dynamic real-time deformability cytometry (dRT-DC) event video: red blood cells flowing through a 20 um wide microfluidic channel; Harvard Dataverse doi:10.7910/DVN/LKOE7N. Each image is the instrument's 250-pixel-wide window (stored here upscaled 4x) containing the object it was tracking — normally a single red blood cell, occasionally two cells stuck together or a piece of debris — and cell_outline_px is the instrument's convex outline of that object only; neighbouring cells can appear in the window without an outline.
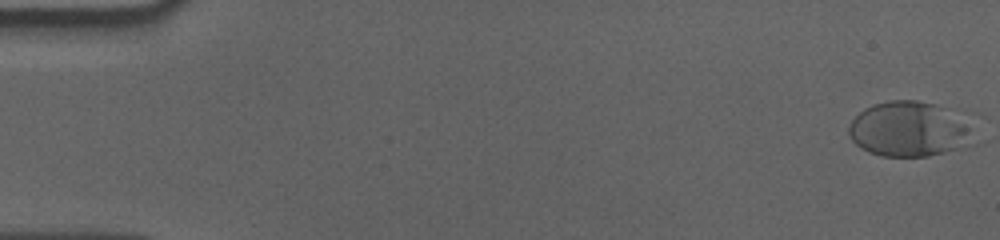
{"species": "human", "species_latin": "Homo sapiens", "temperature_condition": "cold", "stored_images_in_passage": 58, "camera_frame_rate_fps": 3000, "um_per_image_px": 0.085, "donor": {"sex": "male"}, "frame": {"image": 1, "passage_image": 1, "time_ms": 0.0, "image_size_px": [1000, 240], "cell_outline_px": [[980, 144], [928, 156], [880, 156], [868, 152], [860, 148], [848, 136], [848, 128], [852, 120], [864, 108], [872, 104], [892, 100], [916, 100], [936, 104], [944, 108], [968, 128]], "centroid_in_image_um": [77.24, 11.01], "position_along_channel_um": 7.8, "area_um2": 40.0}}
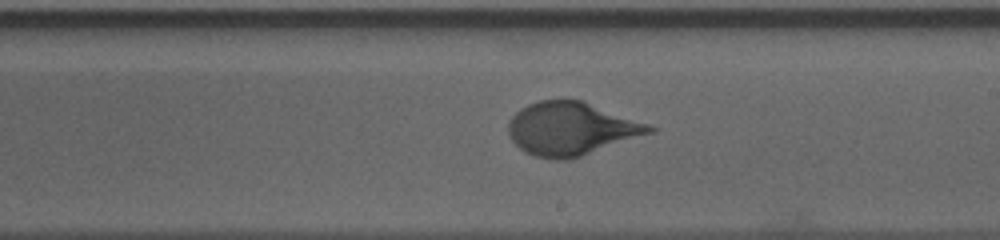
{"frame": {"image": 2, "passage_image": 34, "time_ms": 11.0, "image_size_px": [1000, 240], "cell_outline_px": [[660, 128], [656, 132], [568, 160], [560, 160], [536, 156], [524, 152], [512, 140], [508, 132], [508, 124], [512, 116], [520, 108], [528, 104], [540, 100], [580, 100]], "centroid_in_image_um": [48.57, 10.95], "position_along_channel_um": 240.4, "area_um2": 43.47}}
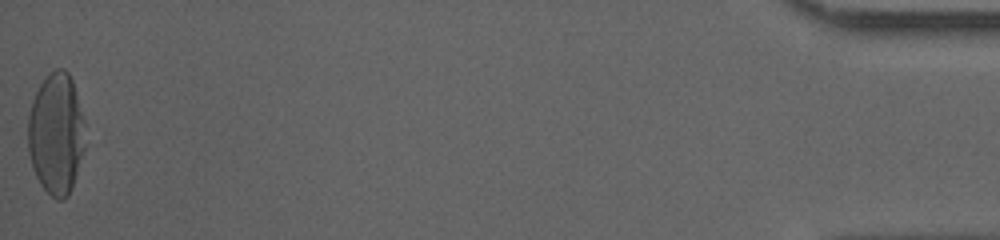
{"frame": {"image": 3, "passage_image": 58, "time_ms": 19.0, "image_size_px": [1000, 240], "cell_outline_px": [[84, 148], [72, 188], [68, 196], [64, 200], [56, 200], [40, 184], [36, 176], [28, 152], [28, 116], [32, 100], [40, 84], [56, 68], [64, 68], [68, 72], [72, 80], [84, 120]], "centroid_in_image_um": [4.77, 11.38], "position_along_channel_um": 430.4, "area_um2": 40.23}, "authors_computed_cell_mechanics": {"area_um2": 40.4889, "velocity_mm_per_s": 3.5419, "shape_relaxation_time_tau1_ms": 5.5583, "shape_relaxation_time_tau2_ms": null, "deformation_change_tau1": 0.2147, "deformation_change_tau2": null}}